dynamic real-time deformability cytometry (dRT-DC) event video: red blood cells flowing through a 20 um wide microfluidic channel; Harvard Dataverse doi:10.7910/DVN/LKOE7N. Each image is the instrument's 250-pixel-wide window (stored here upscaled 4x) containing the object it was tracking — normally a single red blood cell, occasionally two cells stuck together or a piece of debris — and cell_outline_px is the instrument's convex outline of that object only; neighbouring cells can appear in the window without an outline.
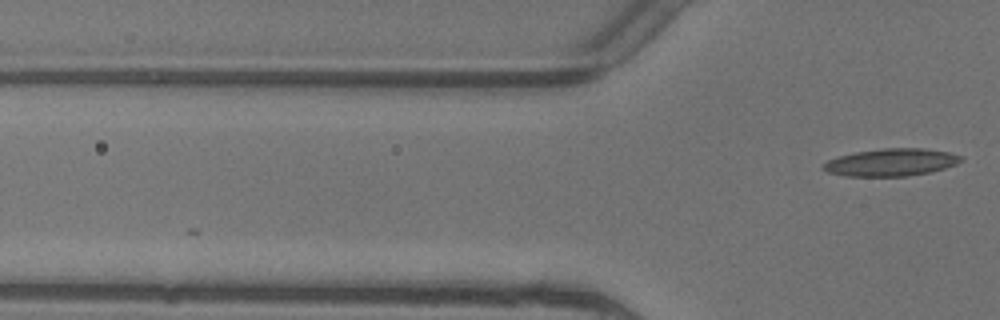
{"species": "common noctule bat (a hibernating species)", "species_latin": "Nyctalus noctula", "temperature_condition": "warm", "stored_images_in_passage": 2, "camera_frame_rate_fps": 3000, "um_per_image_px": 0.085, "animal": {"sex": "female"}, "frame": {"image": 1, "passage_image": 2, "time_ms": 0.333, "image_size_px": [1000, 320], "cell_outline_px": [[964, 156], [956, 164], [944, 168], [928, 172], [908, 176], [844, 176], [828, 172], [820, 168], [828, 160], [840, 156], [856, 152], [884, 148], [920, 148], [948, 152]], "centroid_in_image_um": [75.73, 13.8], "position_along_channel_um": 50.1, "area_um2": 21.79}}